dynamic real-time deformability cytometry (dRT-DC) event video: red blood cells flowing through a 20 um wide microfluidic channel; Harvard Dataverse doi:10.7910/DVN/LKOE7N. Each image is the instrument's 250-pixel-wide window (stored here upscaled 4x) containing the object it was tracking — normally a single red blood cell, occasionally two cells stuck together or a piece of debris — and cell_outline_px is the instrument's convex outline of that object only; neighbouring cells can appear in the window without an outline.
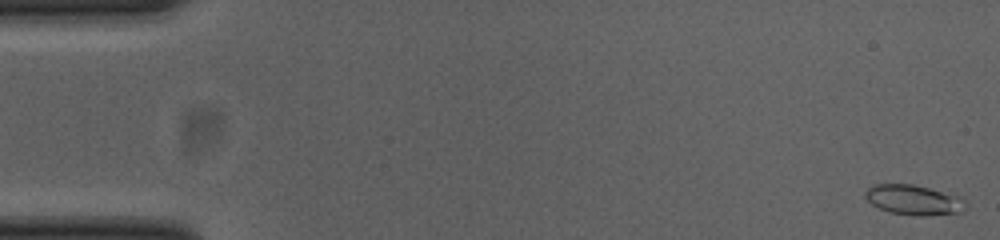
{"species": "common noctule bat (a hibernating species)", "species_latin": "Nyctalus noctula", "temperature_condition": "cold", "stored_images_in_passage": 53, "camera_frame_rate_fps": 3000, "um_per_image_px": 0.085, "animal": {"sex": "female", "body_mass_g": 23.0, "forearm_length_mm": 53.4}, "frame": {"image": 1, "passage_image": 1, "time_ms": 0.0, "image_size_px": [1000, 240], "cell_outline_px": [[968, 208], [964, 212], [924, 216], [916, 216], [888, 212], [872, 204], [864, 196], [864, 192], [872, 184], [912, 184], [960, 196], [968, 204]], "centroid_in_image_um": [77.7, 17.0], "position_along_channel_um": 7.3, "area_um2": 17.8}}
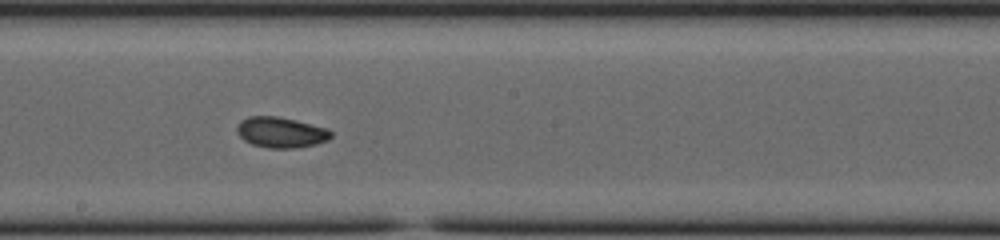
{"frame": {"image": 2, "passage_image": 29, "time_ms": 9.333, "image_size_px": [1000, 240], "cell_outline_px": [[332, 136], [328, 140], [316, 144], [296, 148], [268, 148], [252, 144], [244, 140], [236, 132], [236, 128], [240, 120], [248, 116], [276, 116], [296, 120], [328, 128], [332, 132]], "centroid_in_image_um": [23.88, 11.25], "position_along_channel_um": 224.3, "area_um2": 16.94}}
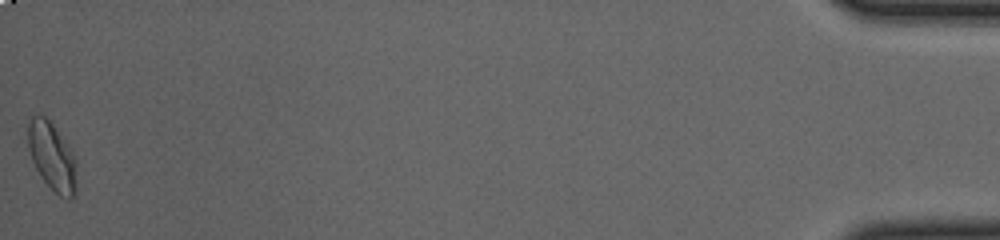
{"frame": {"image": 3, "passage_image": 53, "time_ms": 17.333, "image_size_px": [1000, 240], "cell_outline_px": [[76, 196], [68, 200], [60, 196], [40, 176], [32, 160], [28, 148], [28, 124], [32, 116], [44, 116], [52, 124], [64, 140], [72, 152], [76, 160]], "centroid_in_image_um": [4.44, 13.35], "position_along_channel_um": 430.8, "area_um2": 19.07}, "authors_computed_cell_mechanics": {"area_um2": 16.5886, "velocity_mm_per_s": 3.8481, "shape_relaxation_time_tau1_ms": 2.1798, "shape_relaxation_time_tau2_ms": 1.8865, "deformation_change_tau1": 0.0977, "deformation_change_tau2": 0.0579}}